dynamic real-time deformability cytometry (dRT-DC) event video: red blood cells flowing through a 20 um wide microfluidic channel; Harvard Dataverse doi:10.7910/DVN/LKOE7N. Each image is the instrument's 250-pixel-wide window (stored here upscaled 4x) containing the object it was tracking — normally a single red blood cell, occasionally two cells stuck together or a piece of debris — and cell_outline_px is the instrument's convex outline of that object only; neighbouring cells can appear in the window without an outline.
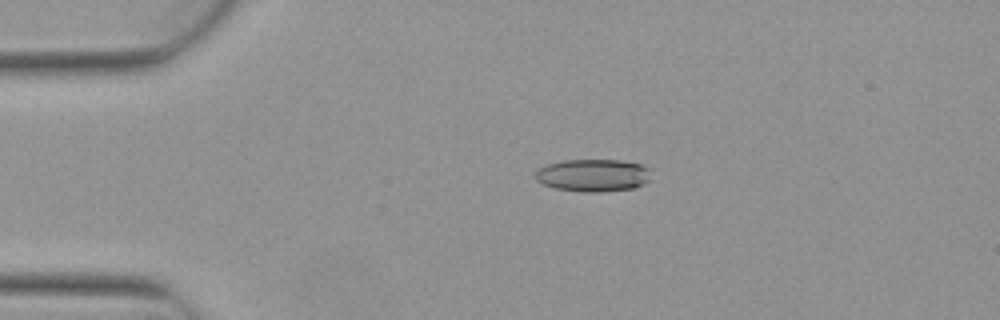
{"species": "Egyptian fruit bat (a non-hibernating species)", "species_latin": "Rousettus aegyptiacus", "temperature_condition": "warm", "stored_images_in_passage": 2, "camera_frame_rate_fps": 3000, "um_per_image_px": 0.085, "animal": {"sex": "female"}, "frame": {"image": 1, "passage_image": 1, "time_ms": 0.0, "image_size_px": [1000, 320], "cell_outline_px": [[648, 180], [644, 184], [632, 188], [600, 192], [584, 192], [556, 188], [544, 184], [536, 180], [532, 176], [540, 168], [548, 164], [564, 160], [620, 160], [640, 164], [648, 168]], "centroid_in_image_um": [50.38, 14.9], "position_along_channel_um": 34.6, "area_um2": 21.73}}